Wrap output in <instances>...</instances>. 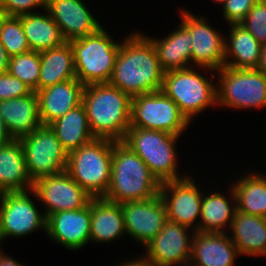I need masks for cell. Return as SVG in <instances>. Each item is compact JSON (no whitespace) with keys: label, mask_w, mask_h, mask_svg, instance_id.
Masks as SVG:
<instances>
[{"label":"cell","mask_w":266,"mask_h":266,"mask_svg":"<svg viewBox=\"0 0 266 266\" xmlns=\"http://www.w3.org/2000/svg\"><path fill=\"white\" fill-rule=\"evenodd\" d=\"M73 49L76 78L84 85L108 83L121 43L101 27L96 33L69 41Z\"/></svg>","instance_id":"5"},{"label":"cell","mask_w":266,"mask_h":266,"mask_svg":"<svg viewBox=\"0 0 266 266\" xmlns=\"http://www.w3.org/2000/svg\"><path fill=\"white\" fill-rule=\"evenodd\" d=\"M258 0H226L223 15L229 24H239Z\"/></svg>","instance_id":"36"},{"label":"cell","mask_w":266,"mask_h":266,"mask_svg":"<svg viewBox=\"0 0 266 266\" xmlns=\"http://www.w3.org/2000/svg\"><path fill=\"white\" fill-rule=\"evenodd\" d=\"M0 42L10 58L31 51L21 24V16H9L6 19L0 32Z\"/></svg>","instance_id":"33"},{"label":"cell","mask_w":266,"mask_h":266,"mask_svg":"<svg viewBox=\"0 0 266 266\" xmlns=\"http://www.w3.org/2000/svg\"><path fill=\"white\" fill-rule=\"evenodd\" d=\"M237 211L266 217V175L250 173L232 185Z\"/></svg>","instance_id":"31"},{"label":"cell","mask_w":266,"mask_h":266,"mask_svg":"<svg viewBox=\"0 0 266 266\" xmlns=\"http://www.w3.org/2000/svg\"><path fill=\"white\" fill-rule=\"evenodd\" d=\"M175 31L163 39L147 36L155 47L160 67L164 72L189 68L192 40L190 30L181 22Z\"/></svg>","instance_id":"25"},{"label":"cell","mask_w":266,"mask_h":266,"mask_svg":"<svg viewBox=\"0 0 266 266\" xmlns=\"http://www.w3.org/2000/svg\"><path fill=\"white\" fill-rule=\"evenodd\" d=\"M182 23L190 30L192 40L191 62L208 71L224 66L225 38L212 28L204 17L181 10Z\"/></svg>","instance_id":"13"},{"label":"cell","mask_w":266,"mask_h":266,"mask_svg":"<svg viewBox=\"0 0 266 266\" xmlns=\"http://www.w3.org/2000/svg\"><path fill=\"white\" fill-rule=\"evenodd\" d=\"M216 2L222 3L224 4L226 2V0H215Z\"/></svg>","instance_id":"44"},{"label":"cell","mask_w":266,"mask_h":266,"mask_svg":"<svg viewBox=\"0 0 266 266\" xmlns=\"http://www.w3.org/2000/svg\"><path fill=\"white\" fill-rule=\"evenodd\" d=\"M190 227L167 219L160 233L145 245L144 258L160 266H188L191 256L192 236L187 232ZM189 234V235H188ZM183 263V264H182Z\"/></svg>","instance_id":"14"},{"label":"cell","mask_w":266,"mask_h":266,"mask_svg":"<svg viewBox=\"0 0 266 266\" xmlns=\"http://www.w3.org/2000/svg\"><path fill=\"white\" fill-rule=\"evenodd\" d=\"M9 16L10 15L4 9L0 8V32L2 30L4 22Z\"/></svg>","instance_id":"43"},{"label":"cell","mask_w":266,"mask_h":266,"mask_svg":"<svg viewBox=\"0 0 266 266\" xmlns=\"http://www.w3.org/2000/svg\"><path fill=\"white\" fill-rule=\"evenodd\" d=\"M191 124L178 105L161 90L132 97L130 127L181 136Z\"/></svg>","instance_id":"8"},{"label":"cell","mask_w":266,"mask_h":266,"mask_svg":"<svg viewBox=\"0 0 266 266\" xmlns=\"http://www.w3.org/2000/svg\"><path fill=\"white\" fill-rule=\"evenodd\" d=\"M75 78L74 54L70 42L40 52L38 91Z\"/></svg>","instance_id":"26"},{"label":"cell","mask_w":266,"mask_h":266,"mask_svg":"<svg viewBox=\"0 0 266 266\" xmlns=\"http://www.w3.org/2000/svg\"><path fill=\"white\" fill-rule=\"evenodd\" d=\"M30 193L45 205L46 218L60 211L84 208L92 198L66 171L37 179Z\"/></svg>","instance_id":"12"},{"label":"cell","mask_w":266,"mask_h":266,"mask_svg":"<svg viewBox=\"0 0 266 266\" xmlns=\"http://www.w3.org/2000/svg\"><path fill=\"white\" fill-rule=\"evenodd\" d=\"M113 141L95 138L68 153L66 172L92 198L104 197L111 180Z\"/></svg>","instance_id":"4"},{"label":"cell","mask_w":266,"mask_h":266,"mask_svg":"<svg viewBox=\"0 0 266 266\" xmlns=\"http://www.w3.org/2000/svg\"><path fill=\"white\" fill-rule=\"evenodd\" d=\"M8 73L25 83L32 91L38 92L40 73V52L29 51L9 59Z\"/></svg>","instance_id":"32"},{"label":"cell","mask_w":266,"mask_h":266,"mask_svg":"<svg viewBox=\"0 0 266 266\" xmlns=\"http://www.w3.org/2000/svg\"><path fill=\"white\" fill-rule=\"evenodd\" d=\"M230 202L222 193H211L202 197L200 222L193 226L195 232L224 233L225 227L231 225L237 210L236 196L230 188ZM232 204V205H231ZM229 222V223H228Z\"/></svg>","instance_id":"29"},{"label":"cell","mask_w":266,"mask_h":266,"mask_svg":"<svg viewBox=\"0 0 266 266\" xmlns=\"http://www.w3.org/2000/svg\"><path fill=\"white\" fill-rule=\"evenodd\" d=\"M163 76L164 71L151 40L136 32L125 37L121 43L108 83L132 98L161 90Z\"/></svg>","instance_id":"1"},{"label":"cell","mask_w":266,"mask_h":266,"mask_svg":"<svg viewBox=\"0 0 266 266\" xmlns=\"http://www.w3.org/2000/svg\"><path fill=\"white\" fill-rule=\"evenodd\" d=\"M256 69L266 76V45L262 47L261 57Z\"/></svg>","instance_id":"42"},{"label":"cell","mask_w":266,"mask_h":266,"mask_svg":"<svg viewBox=\"0 0 266 266\" xmlns=\"http://www.w3.org/2000/svg\"><path fill=\"white\" fill-rule=\"evenodd\" d=\"M45 2L46 0H0V8L4 9L10 16H21L38 12L33 11L37 7L45 9Z\"/></svg>","instance_id":"37"},{"label":"cell","mask_w":266,"mask_h":266,"mask_svg":"<svg viewBox=\"0 0 266 266\" xmlns=\"http://www.w3.org/2000/svg\"><path fill=\"white\" fill-rule=\"evenodd\" d=\"M180 136L158 130L130 127L123 142L148 166L160 184L181 179L177 173L175 144Z\"/></svg>","instance_id":"6"},{"label":"cell","mask_w":266,"mask_h":266,"mask_svg":"<svg viewBox=\"0 0 266 266\" xmlns=\"http://www.w3.org/2000/svg\"><path fill=\"white\" fill-rule=\"evenodd\" d=\"M45 9L67 42L94 34L102 27L82 0H46Z\"/></svg>","instance_id":"18"},{"label":"cell","mask_w":266,"mask_h":266,"mask_svg":"<svg viewBox=\"0 0 266 266\" xmlns=\"http://www.w3.org/2000/svg\"><path fill=\"white\" fill-rule=\"evenodd\" d=\"M261 256H266V248L265 251L261 254Z\"/></svg>","instance_id":"45"},{"label":"cell","mask_w":266,"mask_h":266,"mask_svg":"<svg viewBox=\"0 0 266 266\" xmlns=\"http://www.w3.org/2000/svg\"><path fill=\"white\" fill-rule=\"evenodd\" d=\"M239 24L262 46L266 45V0H258Z\"/></svg>","instance_id":"34"},{"label":"cell","mask_w":266,"mask_h":266,"mask_svg":"<svg viewBox=\"0 0 266 266\" xmlns=\"http://www.w3.org/2000/svg\"><path fill=\"white\" fill-rule=\"evenodd\" d=\"M32 90L10 73H0V101L28 95Z\"/></svg>","instance_id":"35"},{"label":"cell","mask_w":266,"mask_h":266,"mask_svg":"<svg viewBox=\"0 0 266 266\" xmlns=\"http://www.w3.org/2000/svg\"><path fill=\"white\" fill-rule=\"evenodd\" d=\"M121 209L126 233L144 247L160 233L167 220L160 195L144 201L123 203Z\"/></svg>","instance_id":"16"},{"label":"cell","mask_w":266,"mask_h":266,"mask_svg":"<svg viewBox=\"0 0 266 266\" xmlns=\"http://www.w3.org/2000/svg\"><path fill=\"white\" fill-rule=\"evenodd\" d=\"M41 12L21 15V24L31 51H44L61 46L65 42L60 27L45 9Z\"/></svg>","instance_id":"30"},{"label":"cell","mask_w":266,"mask_h":266,"mask_svg":"<svg viewBox=\"0 0 266 266\" xmlns=\"http://www.w3.org/2000/svg\"><path fill=\"white\" fill-rule=\"evenodd\" d=\"M49 126L67 153L95 139L83 104L69 110Z\"/></svg>","instance_id":"28"},{"label":"cell","mask_w":266,"mask_h":266,"mask_svg":"<svg viewBox=\"0 0 266 266\" xmlns=\"http://www.w3.org/2000/svg\"><path fill=\"white\" fill-rule=\"evenodd\" d=\"M135 259H133L131 261H126V262L122 263V265L123 266H160L156 263L149 262L144 257L141 258V256H140V258H135Z\"/></svg>","instance_id":"40"},{"label":"cell","mask_w":266,"mask_h":266,"mask_svg":"<svg viewBox=\"0 0 266 266\" xmlns=\"http://www.w3.org/2000/svg\"><path fill=\"white\" fill-rule=\"evenodd\" d=\"M0 266H25L16 260L14 258L10 257L8 254L6 255L2 251L0 252Z\"/></svg>","instance_id":"41"},{"label":"cell","mask_w":266,"mask_h":266,"mask_svg":"<svg viewBox=\"0 0 266 266\" xmlns=\"http://www.w3.org/2000/svg\"><path fill=\"white\" fill-rule=\"evenodd\" d=\"M229 235L239 254L258 256L266 248V217L255 216L241 211L234 214Z\"/></svg>","instance_id":"24"},{"label":"cell","mask_w":266,"mask_h":266,"mask_svg":"<svg viewBox=\"0 0 266 266\" xmlns=\"http://www.w3.org/2000/svg\"><path fill=\"white\" fill-rule=\"evenodd\" d=\"M229 26H231L230 41L225 40L224 66L233 69H256L263 46L242 25L229 24Z\"/></svg>","instance_id":"27"},{"label":"cell","mask_w":266,"mask_h":266,"mask_svg":"<svg viewBox=\"0 0 266 266\" xmlns=\"http://www.w3.org/2000/svg\"><path fill=\"white\" fill-rule=\"evenodd\" d=\"M160 185L128 145L113 141L111 180L103 198L119 204L144 201L159 195Z\"/></svg>","instance_id":"3"},{"label":"cell","mask_w":266,"mask_h":266,"mask_svg":"<svg viewBox=\"0 0 266 266\" xmlns=\"http://www.w3.org/2000/svg\"><path fill=\"white\" fill-rule=\"evenodd\" d=\"M13 138L10 135L5 122L0 114V146L7 144L8 142L12 141Z\"/></svg>","instance_id":"38"},{"label":"cell","mask_w":266,"mask_h":266,"mask_svg":"<svg viewBox=\"0 0 266 266\" xmlns=\"http://www.w3.org/2000/svg\"><path fill=\"white\" fill-rule=\"evenodd\" d=\"M193 181L188 176H182L181 179L162 183L159 192L167 219L187 227H192L201 215L203 194Z\"/></svg>","instance_id":"15"},{"label":"cell","mask_w":266,"mask_h":266,"mask_svg":"<svg viewBox=\"0 0 266 266\" xmlns=\"http://www.w3.org/2000/svg\"><path fill=\"white\" fill-rule=\"evenodd\" d=\"M32 188L21 142L13 139L0 146V193L24 192Z\"/></svg>","instance_id":"22"},{"label":"cell","mask_w":266,"mask_h":266,"mask_svg":"<svg viewBox=\"0 0 266 266\" xmlns=\"http://www.w3.org/2000/svg\"><path fill=\"white\" fill-rule=\"evenodd\" d=\"M0 114L13 139L19 140L42 125L35 91L22 97L0 101Z\"/></svg>","instance_id":"21"},{"label":"cell","mask_w":266,"mask_h":266,"mask_svg":"<svg viewBox=\"0 0 266 266\" xmlns=\"http://www.w3.org/2000/svg\"><path fill=\"white\" fill-rule=\"evenodd\" d=\"M218 72L217 105L239 109L266 107V76L259 70L223 66Z\"/></svg>","instance_id":"9"},{"label":"cell","mask_w":266,"mask_h":266,"mask_svg":"<svg viewBox=\"0 0 266 266\" xmlns=\"http://www.w3.org/2000/svg\"><path fill=\"white\" fill-rule=\"evenodd\" d=\"M9 55L5 50V47L0 42V73L8 72Z\"/></svg>","instance_id":"39"},{"label":"cell","mask_w":266,"mask_h":266,"mask_svg":"<svg viewBox=\"0 0 266 266\" xmlns=\"http://www.w3.org/2000/svg\"><path fill=\"white\" fill-rule=\"evenodd\" d=\"M90 240L111 242L126 234L121 204L103 197L91 198Z\"/></svg>","instance_id":"23"},{"label":"cell","mask_w":266,"mask_h":266,"mask_svg":"<svg viewBox=\"0 0 266 266\" xmlns=\"http://www.w3.org/2000/svg\"><path fill=\"white\" fill-rule=\"evenodd\" d=\"M29 192L0 193V240L22 237L38 229L46 232V216L39 213Z\"/></svg>","instance_id":"11"},{"label":"cell","mask_w":266,"mask_h":266,"mask_svg":"<svg viewBox=\"0 0 266 266\" xmlns=\"http://www.w3.org/2000/svg\"><path fill=\"white\" fill-rule=\"evenodd\" d=\"M84 87L85 85L75 78L36 92L42 125H50L69 110L82 104Z\"/></svg>","instance_id":"19"},{"label":"cell","mask_w":266,"mask_h":266,"mask_svg":"<svg viewBox=\"0 0 266 266\" xmlns=\"http://www.w3.org/2000/svg\"><path fill=\"white\" fill-rule=\"evenodd\" d=\"M237 255L240 254L226 232H194L189 266H234Z\"/></svg>","instance_id":"20"},{"label":"cell","mask_w":266,"mask_h":266,"mask_svg":"<svg viewBox=\"0 0 266 266\" xmlns=\"http://www.w3.org/2000/svg\"><path fill=\"white\" fill-rule=\"evenodd\" d=\"M131 99L109 83L85 85L82 104L95 138L124 140L130 128Z\"/></svg>","instance_id":"2"},{"label":"cell","mask_w":266,"mask_h":266,"mask_svg":"<svg viewBox=\"0 0 266 266\" xmlns=\"http://www.w3.org/2000/svg\"><path fill=\"white\" fill-rule=\"evenodd\" d=\"M194 68L164 72L161 91L171 98L181 113L192 121L194 116L211 105H217L216 84Z\"/></svg>","instance_id":"7"},{"label":"cell","mask_w":266,"mask_h":266,"mask_svg":"<svg viewBox=\"0 0 266 266\" xmlns=\"http://www.w3.org/2000/svg\"><path fill=\"white\" fill-rule=\"evenodd\" d=\"M90 225L89 201L84 208L49 215L46 221V234L69 250H80L90 241Z\"/></svg>","instance_id":"17"},{"label":"cell","mask_w":266,"mask_h":266,"mask_svg":"<svg viewBox=\"0 0 266 266\" xmlns=\"http://www.w3.org/2000/svg\"><path fill=\"white\" fill-rule=\"evenodd\" d=\"M23 146L26 168L31 181L66 170L68 153L49 125H40L19 139Z\"/></svg>","instance_id":"10"}]
</instances>
